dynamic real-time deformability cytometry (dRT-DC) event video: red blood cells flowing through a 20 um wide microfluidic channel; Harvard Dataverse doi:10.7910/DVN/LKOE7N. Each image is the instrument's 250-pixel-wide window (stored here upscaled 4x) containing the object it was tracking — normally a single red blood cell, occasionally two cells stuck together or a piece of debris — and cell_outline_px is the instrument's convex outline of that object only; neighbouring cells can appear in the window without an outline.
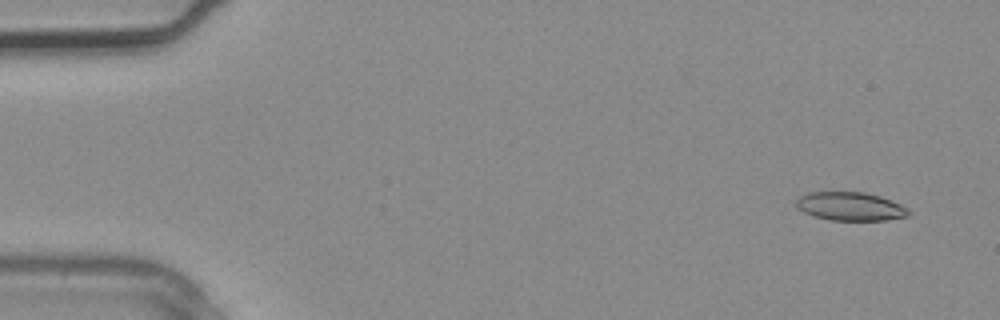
{"species": "common noctule bat (a hibernating species)", "species_latin": "Nyctalus noctula", "temperature_condition": "warm", "stored_images_in_passage": 2, "camera_frame_rate_fps": 3000, "um_per_image_px": 0.085, "animal": {"sex": "male", "body_mass_g": 20.4}, "frame": {"image": 1, "passage_image": 1, "time_ms": 0.0, "image_size_px": [1000, 320], "cell_outline_px": [[912, 212], [908, 216], [888, 220], [832, 220], [812, 216], [796, 208], [796, 200], [800, 196], [808, 192], [864, 192], [880, 196], [900, 204], [908, 208]], "centroid_in_image_um": [72.28, 17.54], "position_along_channel_um": 12.7, "area_um2": 18.79}}
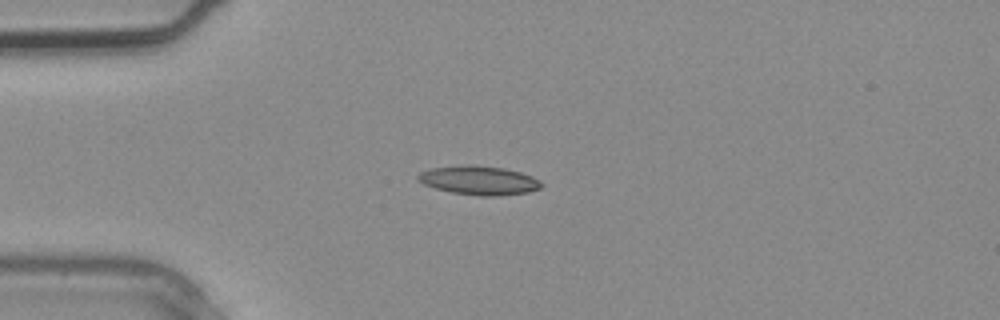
{"frame": {"image": 2, "passage_image": 2, "time_ms": 0.333, "image_size_px": [1000, 320], "cell_outline_px": [[544, 184], [540, 188], [528, 192], [496, 196], [480, 196], [452, 192], [436, 188], [424, 184], [416, 176], [420, 172], [432, 168], [464, 164], [476, 164], [504, 168], [520, 172], [532, 176], [540, 180]], "centroid_in_image_um": [40.74, 15.31], "position_along_channel_um": 44.3, "area_um2": 20.87}}